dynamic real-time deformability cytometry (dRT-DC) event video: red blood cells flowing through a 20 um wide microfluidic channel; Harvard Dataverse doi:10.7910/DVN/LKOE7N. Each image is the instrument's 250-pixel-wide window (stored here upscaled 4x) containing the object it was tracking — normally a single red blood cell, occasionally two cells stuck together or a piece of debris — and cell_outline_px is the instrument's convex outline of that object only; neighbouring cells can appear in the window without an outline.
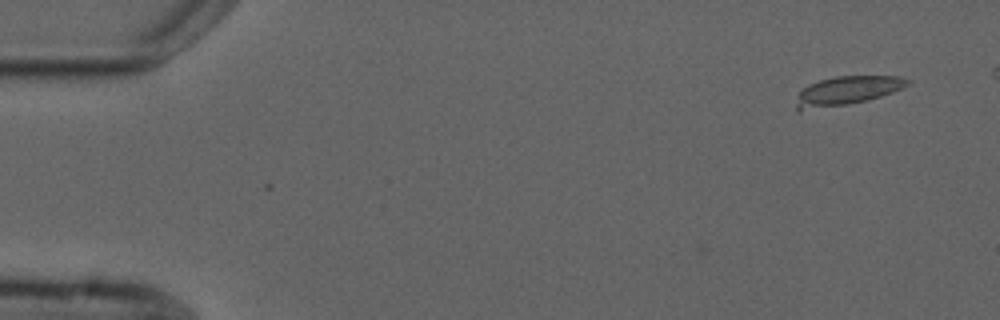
{"species": "common noctule bat (a hibernating species)", "species_latin": "Nyctalus noctula", "temperature_condition": "cold", "stored_images_in_passage": 6, "camera_frame_rate_fps": 3000, "um_per_image_px": 0.085, "animal": {"sex": "male", "forearm_length_mm": 52.5}, "frame": {"image": 1, "passage_image": 1, "time_ms": 0.0, "image_size_px": [1000, 320], "cell_outline_px": [[912, 80], [908, 84], [892, 92], [868, 100], [848, 104], [800, 112], [796, 112], [796, 104], [800, 92], [808, 84], [820, 80], [836, 76], [900, 76]], "centroid_in_image_um": [71.96, 7.72], "position_along_channel_um": 13.0, "area_um2": 18.67}}
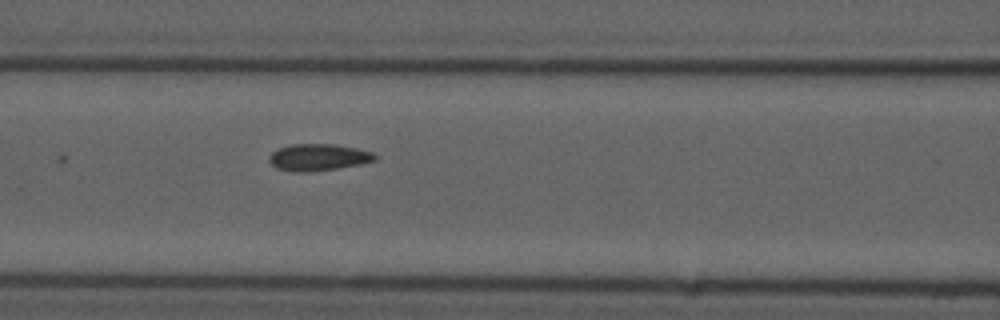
{"frame": {"image": 2, "passage_image": 6, "time_ms": 6.667, "image_size_px": [1000, 320], "cell_outline_px": [[376, 160], [360, 164], [336, 168], [308, 172], [292, 172], [276, 168], [268, 160], [268, 156], [272, 152], [280, 148], [292, 144], [332, 144], [356, 148], [372, 152], [376, 156]], "centroid_in_image_um": [27.02, 13.37], "position_along_channel_um": 139.6, "area_um2": 16.42}}